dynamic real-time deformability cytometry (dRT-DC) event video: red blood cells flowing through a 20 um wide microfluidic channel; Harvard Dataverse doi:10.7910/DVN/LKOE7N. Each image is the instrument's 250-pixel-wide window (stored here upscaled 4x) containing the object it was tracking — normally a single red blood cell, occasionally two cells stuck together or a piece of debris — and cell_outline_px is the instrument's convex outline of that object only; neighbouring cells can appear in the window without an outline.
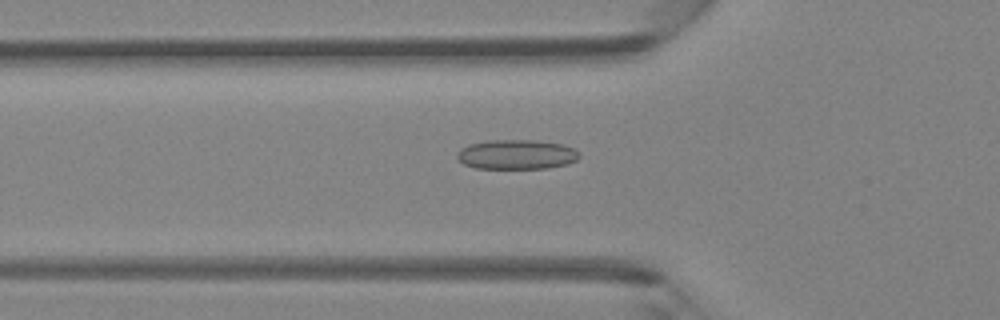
{"species": "Egyptian fruit bat (a non-hibernating species)", "species_latin": "Rousettus aegyptiacus", "temperature_condition": "room temperature", "stored_images_in_passage": 47, "camera_frame_rate_fps": 3000, "um_per_image_px": 0.085, "animal": {"sex": "female"}, "frame": {"image": 1, "passage_image": 16, "time_ms": 5.0, "image_size_px": [1000, 320], "cell_outline_px": [[580, 156], [576, 160], [568, 164], [548, 168], [476, 168], [464, 164], [456, 156], [456, 152], [460, 148], [468, 144], [488, 140], [532, 140], [564, 144], [580, 152]], "centroid_in_image_um": [43.9, 13.12], "position_along_channel_um": 81.9, "area_um2": 21.21}}
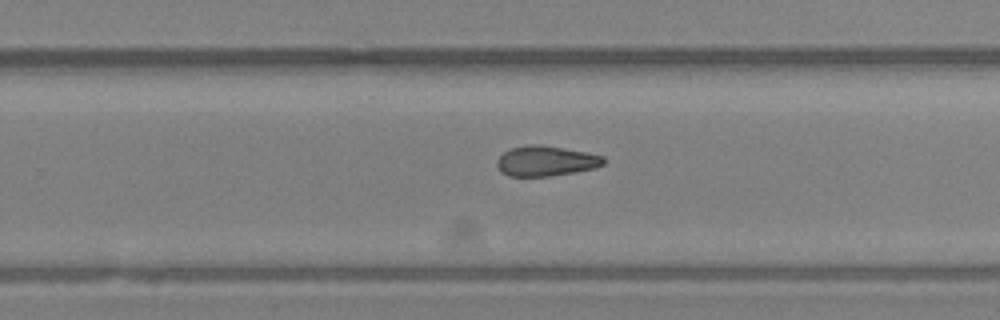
{"frame": {"image": 2, "passage_image": 30, "time_ms": 9.667, "image_size_px": [1000, 320], "cell_outline_px": [[604, 164], [596, 168], [548, 176], [508, 176], [500, 172], [496, 164], [496, 160], [508, 148], [528, 144], [540, 144], [588, 152], [604, 156]], "centroid_in_image_um": [46.37, 13.67], "position_along_channel_um": 283.4, "area_um2": 18.96}}
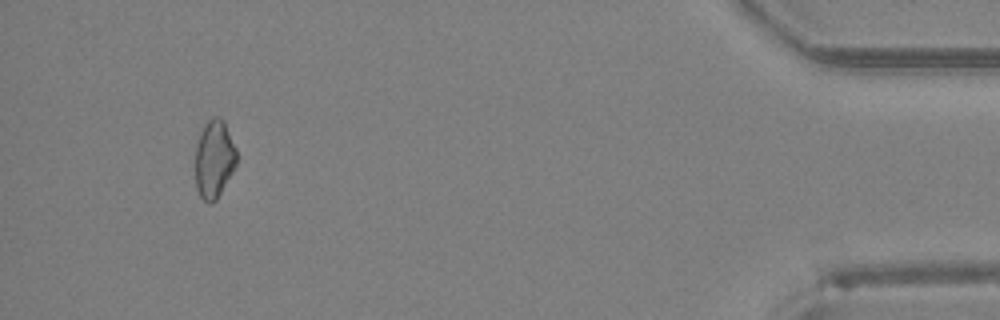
{"frame": {"image": 3, "passage_image": 44, "time_ms": 14.333, "image_size_px": [1000, 320], "cell_outline_px": [[236, 168], [216, 200], [212, 204], [208, 204], [200, 196], [196, 188], [196, 144], [200, 132], [204, 124], [212, 116], [220, 116], [224, 120], [236, 148]], "centroid_in_image_um": [18.21, 13.51], "position_along_channel_um": 417.0, "area_um2": 19.07}, "authors_computed_cell_mechanics": {"area_um2": 19.4786, "velocity_mm_per_s": 4.3331, "shape_relaxation_time_tau1_ms": 10.7136, "shape_relaxation_time_tau2_ms": 5.0216, "deformation_change_tau1": 0.1765, "deformation_change_tau2": 0.1286}}